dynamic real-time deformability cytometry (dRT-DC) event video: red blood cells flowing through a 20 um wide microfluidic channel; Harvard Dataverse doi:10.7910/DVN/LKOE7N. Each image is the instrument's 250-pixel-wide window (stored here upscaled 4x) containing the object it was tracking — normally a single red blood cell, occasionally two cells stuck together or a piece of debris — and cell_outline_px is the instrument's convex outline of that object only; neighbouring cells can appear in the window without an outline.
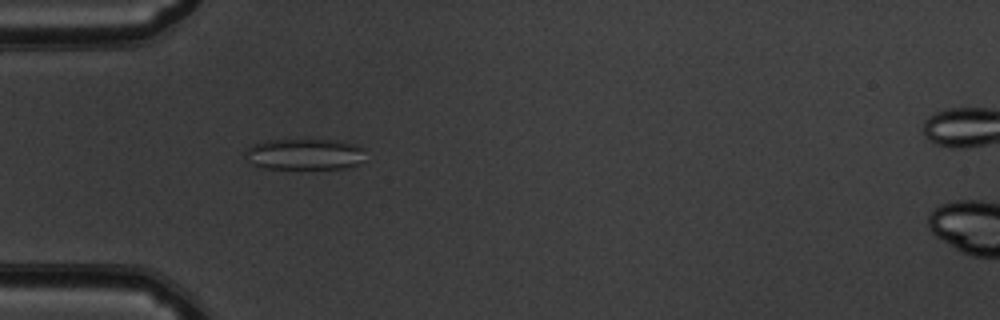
{"species": "common noctule bat (a hibernating species)", "species_latin": "Nyctalus noctula", "temperature_condition": "warm", "stored_images_in_passage": 53, "camera_frame_rate_fps": 3000, "um_per_image_px": 0.085, "animal": {"sex": "male", "body_mass_g": 19.5, "forearm_length_mm": 54.6}, "frame": {"image": 1, "passage_image": 17, "time_ms": 5.333, "image_size_px": [1000, 320], "cell_outline_px": [[364, 160], [348, 168], [260, 168], [252, 164], [244, 156], [244, 152], [252, 144], [264, 140], [344, 140], [356, 144], [364, 148]], "centroid_in_image_um": [25.89, 13.1], "position_along_channel_um": 59.1, "area_um2": 22.08}}
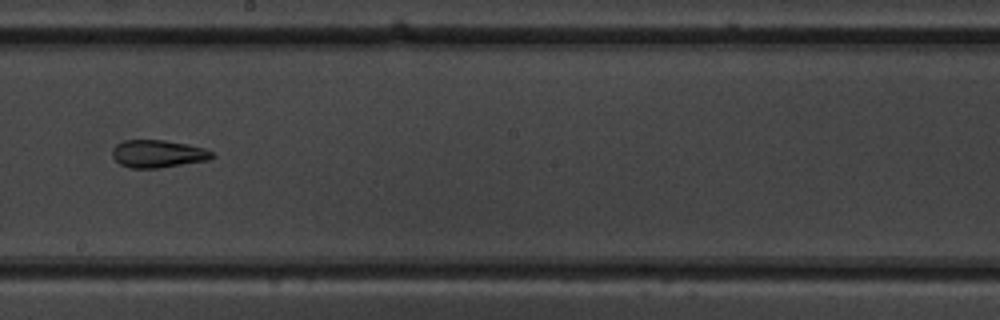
{"frame": {"image": 2, "passage_image": 31, "time_ms": 10.0, "image_size_px": [1000, 320], "cell_outline_px": [[216, 156], [208, 160], [160, 168], [132, 168], [120, 164], [112, 156], [112, 148], [116, 144], [124, 140], [164, 140], [188, 144], [204, 148], [216, 152]], "centroid_in_image_um": [13.46, 13.07], "position_along_channel_um": 234.7, "area_um2": 16.24}}
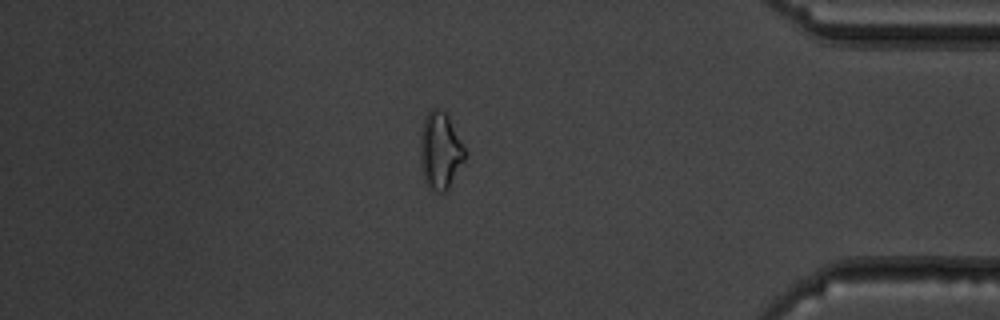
{"frame": {"image": 3, "passage_image": 46, "time_ms": 15.0, "image_size_px": [1000, 320], "cell_outline_px": [[468, 156], [448, 188], [444, 192], [440, 192], [428, 188], [424, 180], [420, 168], [420, 132], [424, 120], [428, 112], [432, 108], [440, 108], [448, 116], [468, 152]], "centroid_in_image_um": [37.43, 12.82], "position_along_channel_um": 397.8, "area_um2": 20.46}, "authors_computed_cell_mechanics": {"area_um2": 20.1144, "velocity_mm_per_s": 3.8626, "shape_relaxation_time_tau1_ms": null, "shape_relaxation_time_tau2_ms": 2.8207, "deformation_change_tau1": null, "deformation_change_tau2": 0.123}}